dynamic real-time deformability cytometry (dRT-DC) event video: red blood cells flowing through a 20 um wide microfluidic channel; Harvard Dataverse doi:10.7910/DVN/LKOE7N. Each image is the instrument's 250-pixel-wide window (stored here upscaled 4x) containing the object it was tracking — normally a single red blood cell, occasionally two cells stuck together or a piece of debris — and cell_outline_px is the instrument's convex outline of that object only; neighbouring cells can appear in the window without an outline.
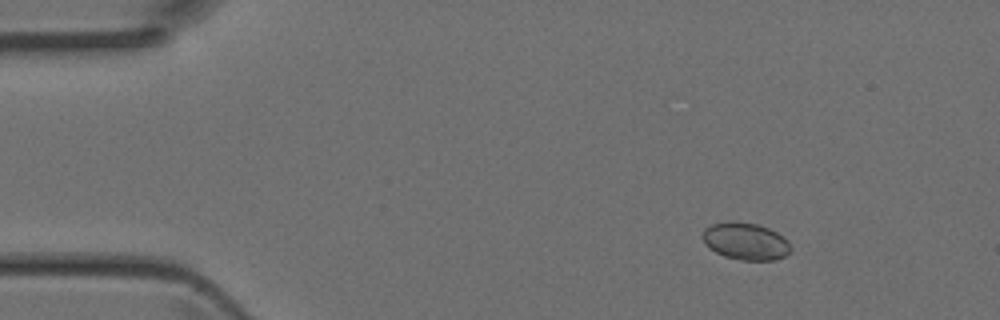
{"species": "Egyptian fruit bat (a non-hibernating species)", "species_latin": "Rousettus aegyptiacus", "temperature_condition": "room temperature", "stored_images_in_passage": 4, "camera_frame_rate_fps": 3000, "um_per_image_px": 0.085, "animal": {"sex": "female"}, "frame": {"image": 1, "passage_image": 1, "time_ms": 0.0, "image_size_px": [1000, 320], "cell_outline_px": [[792, 252], [776, 260], [744, 260], [724, 256], [716, 252], [704, 244], [700, 236], [704, 228], [712, 224], [756, 224], [768, 228], [776, 232], [788, 240], [792, 248]], "centroid_in_image_um": [63.4, 20.55], "position_along_channel_um": 21.6, "area_um2": 18.73}}